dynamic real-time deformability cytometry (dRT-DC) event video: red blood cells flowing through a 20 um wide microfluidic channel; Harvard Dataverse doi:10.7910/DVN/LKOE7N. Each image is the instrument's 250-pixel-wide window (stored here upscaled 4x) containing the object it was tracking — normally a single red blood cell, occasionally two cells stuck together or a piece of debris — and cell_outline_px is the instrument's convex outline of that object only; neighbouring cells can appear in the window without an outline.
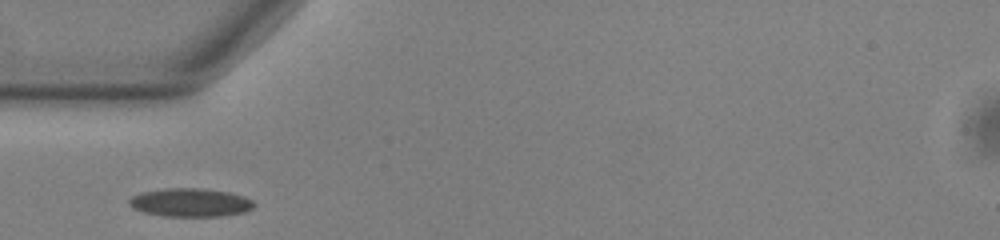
{"species": "common noctule bat (a hibernating species)", "species_latin": "Nyctalus noctula", "temperature_condition": "warm", "stored_images_in_passage": 36, "camera_frame_rate_fps": 3000, "um_per_image_px": 0.085, "animal": {"sex": "male", "body_mass_g": 13.0, "forearm_length_mm": 53.1}, "frame": {"image": 1, "passage_image": 1, "time_ms": 0.0, "image_size_px": [1000, 240], "cell_outline_px": [[256, 204], [252, 208], [244, 212], [220, 216], [164, 216], [144, 212], [132, 208], [128, 204], [128, 200], [132, 196], [140, 192], [164, 188], [200, 188], [232, 192], [244, 196], [252, 200]], "centroid_in_image_um": [16.17, 17.2], "position_along_channel_um": 68.8, "area_um2": 20.87}}
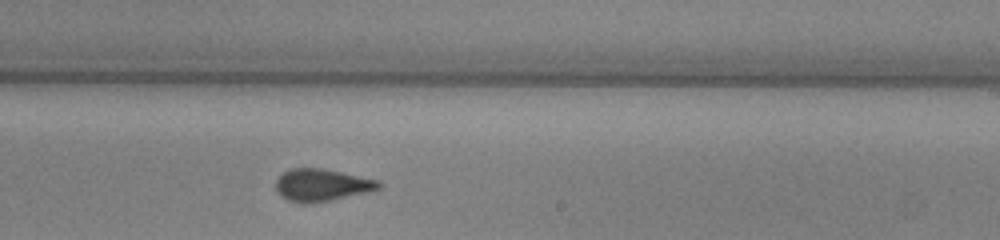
{"frame": {"image": 2, "passage_image": 16, "time_ms": 5.0, "image_size_px": [1000, 240], "cell_outline_px": [[384, 184], [380, 188], [368, 192], [328, 200], [304, 204], [288, 200], [280, 196], [276, 192], [276, 180], [288, 168], [324, 168], [380, 180]], "centroid_in_image_um": [27.36, 15.71], "position_along_channel_um": 261.6, "area_um2": 19.48}}
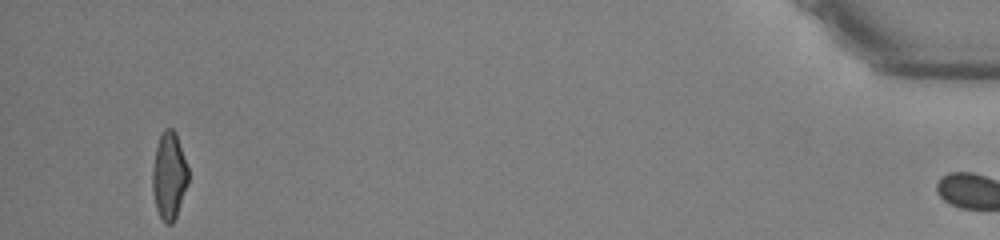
{"frame": {"image": 3, "passage_image": 35, "time_ms": 11.333, "image_size_px": [1000, 240], "cell_outline_px": [[188, 184], [176, 216], [172, 224], [164, 224], [156, 208], [152, 192], [152, 168], [156, 144], [164, 128], [172, 128], [176, 132], [188, 168]], "centroid_in_image_um": [14.36, 14.93], "position_along_channel_um": 420.8, "area_um2": 18.38}, "authors_computed_cell_mechanics": {"area_um2": 19.4208, "velocity_mm_per_s": 3.8584, "shape_relaxation_time_tau1_ms": 4.2471, "shape_relaxation_time_tau2_ms": 1.3134, "deformation_change_tau1": 0.1384, "deformation_change_tau2": 0.0764}}